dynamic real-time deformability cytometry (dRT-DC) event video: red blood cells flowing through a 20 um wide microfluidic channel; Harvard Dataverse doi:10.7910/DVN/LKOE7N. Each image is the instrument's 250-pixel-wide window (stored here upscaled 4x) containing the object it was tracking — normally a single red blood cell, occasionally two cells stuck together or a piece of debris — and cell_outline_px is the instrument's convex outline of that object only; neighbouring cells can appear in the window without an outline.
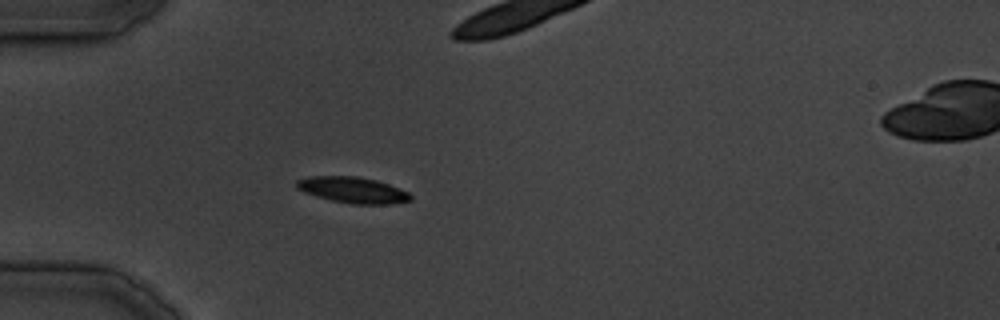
{"species": "common noctule bat (a hibernating species)", "species_latin": "Nyctalus noctula", "temperature_condition": "cold", "stored_images_in_passage": 29, "camera_frame_rate_fps": 3000, "um_per_image_px": 0.085, "animal": {"sex": "male", "body_mass_g": 19.5, "forearm_length_mm": 54.6}, "frame": {"image": 1, "passage_image": 5, "time_ms": 4.333, "image_size_px": [1000, 320], "cell_outline_px": [[412, 200], [392, 204], [352, 204], [332, 200], [316, 196], [304, 192], [296, 188], [296, 180], [308, 176], [356, 176], [376, 180], [388, 184], [408, 192], [412, 196]], "centroid_in_image_um": [29.97, 16.15], "position_along_channel_um": 55.0, "area_um2": 17.28}}